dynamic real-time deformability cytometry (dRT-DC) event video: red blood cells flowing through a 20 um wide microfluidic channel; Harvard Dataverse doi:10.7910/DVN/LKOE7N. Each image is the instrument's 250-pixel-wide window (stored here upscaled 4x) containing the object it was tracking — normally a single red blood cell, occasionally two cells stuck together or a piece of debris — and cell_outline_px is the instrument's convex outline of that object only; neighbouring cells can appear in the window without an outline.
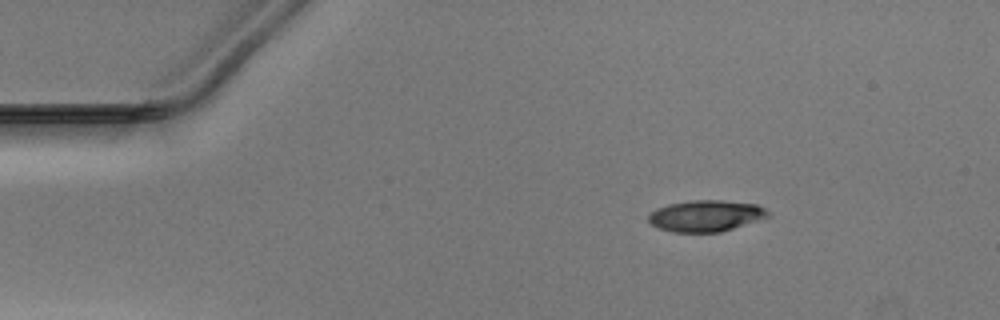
{"species": "Egyptian fruit bat (a non-hibernating species)", "species_latin": "Rousettus aegyptiacus", "temperature_condition": "warm", "stored_images_in_passage": 44, "camera_frame_rate_fps": 3000, "um_per_image_px": 0.085, "animal": {"sex": "male"}, "frame": {"image": 1, "passage_image": 1, "time_ms": 0.0, "image_size_px": [1000, 320], "cell_outline_px": [[772, 216], [720, 232], [672, 232], [660, 228], [652, 224], [648, 220], [648, 216], [656, 208], [668, 204], [692, 200], [724, 200], [756, 204], [772, 212]], "centroid_in_image_um": [60.04, 18.34], "position_along_channel_um": 25.0, "area_um2": 21.91}}
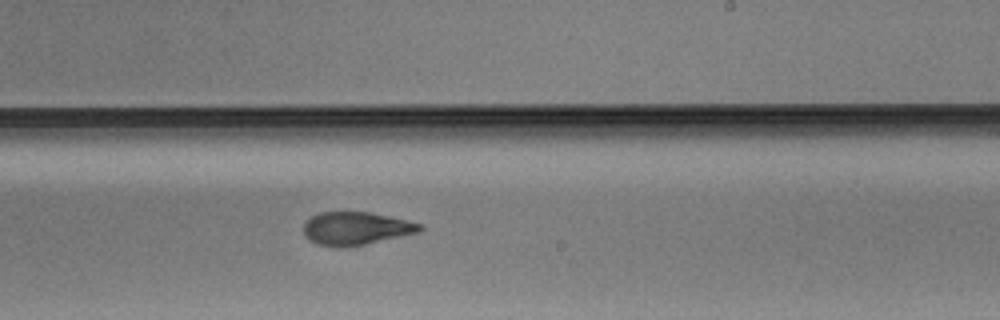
{"frame": {"image": 2, "passage_image": 24, "time_ms": 7.667, "image_size_px": [1000, 320], "cell_outline_px": [[424, 228], [420, 232], [364, 244], [340, 248], [316, 244], [304, 236], [304, 224], [312, 216], [320, 212], [368, 212], [388, 216], [420, 224]], "centroid_in_image_um": [30.22, 19.42], "position_along_channel_um": 258.8, "area_um2": 22.14}}
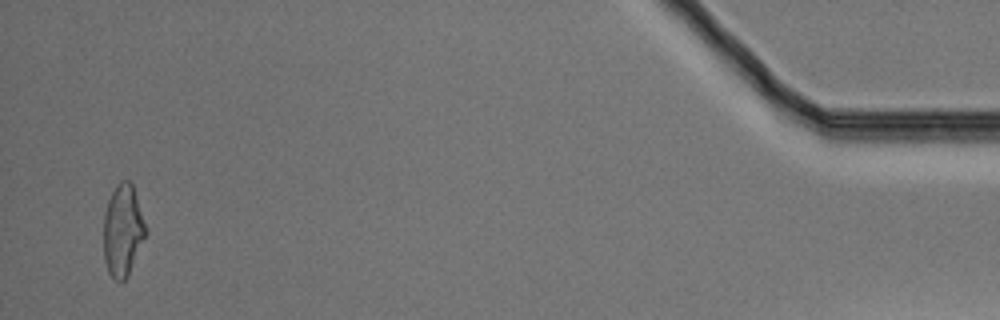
{"frame": {"image": 3, "passage_image": 43, "time_ms": 14.0, "image_size_px": [1000, 320], "cell_outline_px": [[148, 232], [128, 276], [120, 284], [108, 272], [104, 260], [104, 212], [108, 200], [116, 184], [120, 180], [128, 180], [132, 184]], "centroid_in_image_um": [10.44, 19.61], "position_along_channel_um": 424.8, "area_um2": 22.66}}